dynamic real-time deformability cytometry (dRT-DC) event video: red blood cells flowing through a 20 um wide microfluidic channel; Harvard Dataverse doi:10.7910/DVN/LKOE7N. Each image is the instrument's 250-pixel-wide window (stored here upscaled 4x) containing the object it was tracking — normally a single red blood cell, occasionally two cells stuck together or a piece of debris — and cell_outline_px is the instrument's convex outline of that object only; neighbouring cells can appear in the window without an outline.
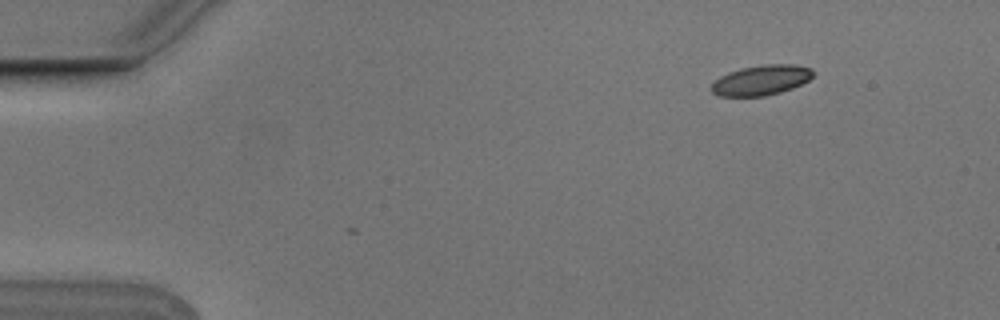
{"species": "Egyptian fruit bat (a non-hibernating species)", "species_latin": "Rousettus aegyptiacus", "temperature_condition": "cold", "stored_images_in_passage": 4, "camera_frame_rate_fps": 3000, "um_per_image_px": 0.085, "animal": {"sex": "male"}, "frame": {"image": 1, "passage_image": 2, "time_ms": 0.333, "image_size_px": [1000, 320], "cell_outline_px": [[812, 76], [808, 80], [792, 88], [780, 92], [764, 96], [720, 96], [712, 92], [712, 84], [720, 76], [728, 72], [744, 68], [764, 64], [796, 64], [812, 68]], "centroid_in_image_um": [64.71, 6.81], "position_along_channel_um": 20.3, "area_um2": 17.63}}